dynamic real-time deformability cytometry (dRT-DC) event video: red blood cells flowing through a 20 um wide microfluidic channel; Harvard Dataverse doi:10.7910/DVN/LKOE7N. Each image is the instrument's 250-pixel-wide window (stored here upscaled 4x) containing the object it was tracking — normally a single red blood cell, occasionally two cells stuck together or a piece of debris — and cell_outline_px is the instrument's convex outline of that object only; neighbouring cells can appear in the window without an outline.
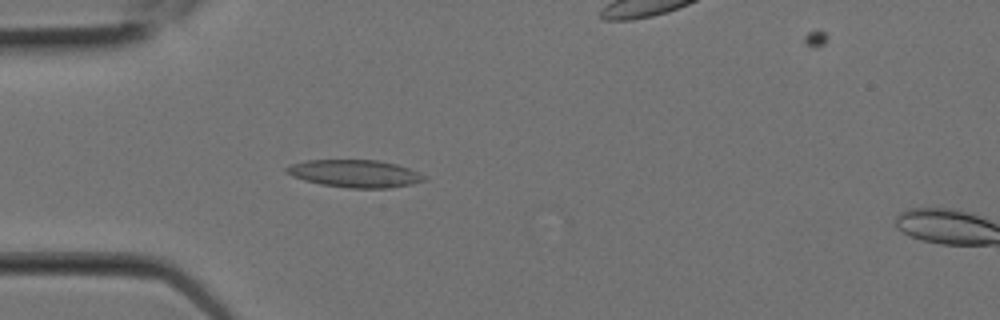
{"species": "Egyptian fruit bat (a non-hibernating species)", "species_latin": "Rousettus aegyptiacus", "temperature_condition": "room temperature", "stored_images_in_passage": 7, "camera_frame_rate_fps": 3000, "um_per_image_px": 0.085, "animal": {"sex": "female"}, "frame": {"image": 1, "passage_image": 6, "time_ms": 1.667, "image_size_px": [1000, 320], "cell_outline_px": [[428, 180], [412, 184], [392, 188], [348, 188], [320, 184], [304, 180], [292, 176], [284, 172], [284, 168], [292, 164], [308, 160], [376, 160], [396, 164], [408, 168], [428, 176]], "centroid_in_image_um": [30.19, 14.76], "position_along_channel_um": 54.8, "area_um2": 22.25}}